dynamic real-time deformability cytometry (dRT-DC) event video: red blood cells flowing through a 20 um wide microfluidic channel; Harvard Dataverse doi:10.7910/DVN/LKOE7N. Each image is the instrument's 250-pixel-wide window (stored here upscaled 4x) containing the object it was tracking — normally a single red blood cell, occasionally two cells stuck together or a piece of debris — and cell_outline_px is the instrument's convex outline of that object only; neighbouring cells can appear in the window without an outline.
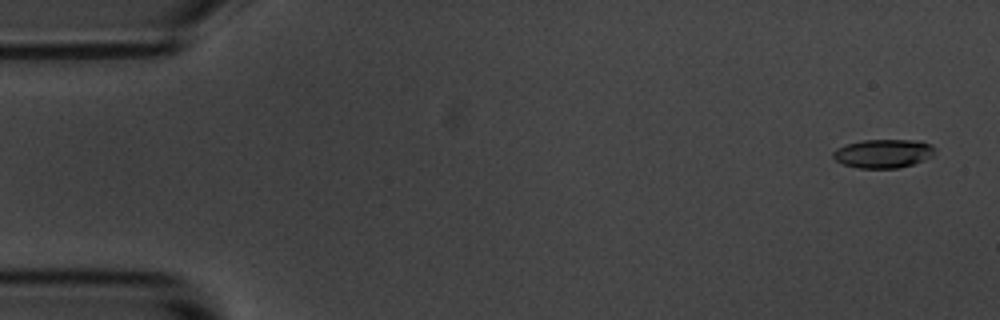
{"species": "common noctule bat (a hibernating species)", "species_latin": "Nyctalus noctula", "temperature_condition": "room temperature", "stored_images_in_passage": 6, "camera_frame_rate_fps": 3000, "um_per_image_px": 0.085, "animal": {"sex": "male", "body_mass_g": 20.1, "forearm_length_mm": 53.5}, "frame": {"image": 1, "passage_image": 1, "time_ms": 0.0, "image_size_px": [1000, 320], "cell_outline_px": [[936, 148], [932, 156], [924, 160], [912, 164], [896, 168], [860, 168], [844, 164], [836, 160], [832, 156], [832, 152], [836, 148], [844, 144], [860, 140], [920, 140], [932, 144]], "centroid_in_image_um": [75.08, 13.03], "position_along_channel_um": 9.9, "area_um2": 17.17}}
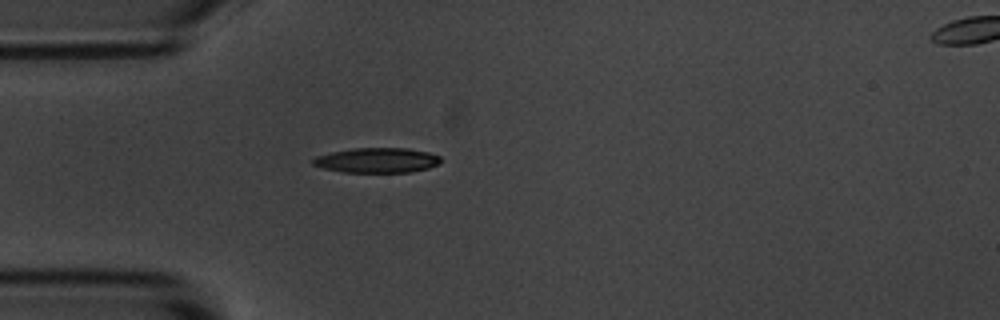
{"frame": {"image": 2, "passage_image": 5, "time_ms": 4.333, "image_size_px": [1000, 320], "cell_outline_px": [[444, 160], [440, 164], [428, 168], [408, 172], [344, 172], [324, 168], [312, 164], [312, 160], [316, 156], [332, 152], [352, 148], [408, 148], [428, 152], [440, 156]], "centroid_in_image_um": [32.09, 13.62], "position_along_channel_um": 52.9, "area_um2": 18.61}}